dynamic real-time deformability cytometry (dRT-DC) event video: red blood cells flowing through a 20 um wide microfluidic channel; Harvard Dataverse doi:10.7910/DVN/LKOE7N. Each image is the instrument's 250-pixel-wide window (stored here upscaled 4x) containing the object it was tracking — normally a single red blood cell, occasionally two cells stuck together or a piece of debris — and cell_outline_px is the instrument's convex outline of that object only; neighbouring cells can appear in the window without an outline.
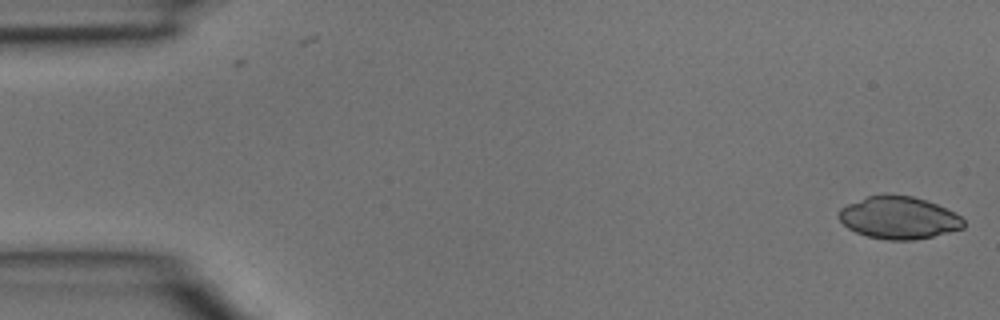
{"species": "common noctule bat (a hibernating species)", "species_latin": "Nyctalus noctula", "temperature_condition": "room temperature", "stored_images_in_passage": 3, "camera_frame_rate_fps": 3000, "um_per_image_px": 0.085, "animal": {"sex": "male", "body_mass_g": 15.6}, "frame": {"image": 1, "passage_image": 1, "time_ms": 0.0, "image_size_px": [1000, 320], "cell_outline_px": [[964, 228], [932, 236], [912, 240], [888, 240], [868, 236], [856, 232], [848, 228], [836, 216], [840, 208], [848, 204], [868, 196], [912, 196], [936, 204], [960, 216], [964, 220]], "centroid_in_image_um": [76.37, 18.53], "position_along_channel_um": 8.6, "area_um2": 30.23}}